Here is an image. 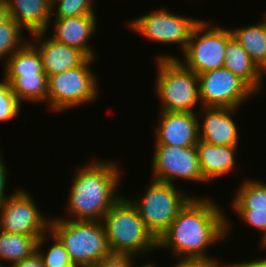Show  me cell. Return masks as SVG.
<instances>
[{
	"label": "cell",
	"mask_w": 266,
	"mask_h": 267,
	"mask_svg": "<svg viewBox=\"0 0 266 267\" xmlns=\"http://www.w3.org/2000/svg\"><path fill=\"white\" fill-rule=\"evenodd\" d=\"M198 80L202 107L240 108L257 95L242 79L224 67L200 73Z\"/></svg>",
	"instance_id": "cell-11"
},
{
	"label": "cell",
	"mask_w": 266,
	"mask_h": 267,
	"mask_svg": "<svg viewBox=\"0 0 266 267\" xmlns=\"http://www.w3.org/2000/svg\"><path fill=\"white\" fill-rule=\"evenodd\" d=\"M52 217L49 231L64 245L73 264L94 267L112 253L102 221H75Z\"/></svg>",
	"instance_id": "cell-5"
},
{
	"label": "cell",
	"mask_w": 266,
	"mask_h": 267,
	"mask_svg": "<svg viewBox=\"0 0 266 267\" xmlns=\"http://www.w3.org/2000/svg\"><path fill=\"white\" fill-rule=\"evenodd\" d=\"M196 147L202 175L208 184L237 168L238 146L214 145L199 139Z\"/></svg>",
	"instance_id": "cell-17"
},
{
	"label": "cell",
	"mask_w": 266,
	"mask_h": 267,
	"mask_svg": "<svg viewBox=\"0 0 266 267\" xmlns=\"http://www.w3.org/2000/svg\"><path fill=\"white\" fill-rule=\"evenodd\" d=\"M93 1L57 0L51 5V16H54V18H68L81 15H96Z\"/></svg>",
	"instance_id": "cell-27"
},
{
	"label": "cell",
	"mask_w": 266,
	"mask_h": 267,
	"mask_svg": "<svg viewBox=\"0 0 266 267\" xmlns=\"http://www.w3.org/2000/svg\"><path fill=\"white\" fill-rule=\"evenodd\" d=\"M202 19L191 32L182 63L196 74L224 67L231 30Z\"/></svg>",
	"instance_id": "cell-8"
},
{
	"label": "cell",
	"mask_w": 266,
	"mask_h": 267,
	"mask_svg": "<svg viewBox=\"0 0 266 267\" xmlns=\"http://www.w3.org/2000/svg\"><path fill=\"white\" fill-rule=\"evenodd\" d=\"M176 260L170 267H219L213 260L205 258L175 257Z\"/></svg>",
	"instance_id": "cell-31"
},
{
	"label": "cell",
	"mask_w": 266,
	"mask_h": 267,
	"mask_svg": "<svg viewBox=\"0 0 266 267\" xmlns=\"http://www.w3.org/2000/svg\"><path fill=\"white\" fill-rule=\"evenodd\" d=\"M260 238V245L264 248V250H266V232Z\"/></svg>",
	"instance_id": "cell-37"
},
{
	"label": "cell",
	"mask_w": 266,
	"mask_h": 267,
	"mask_svg": "<svg viewBox=\"0 0 266 267\" xmlns=\"http://www.w3.org/2000/svg\"><path fill=\"white\" fill-rule=\"evenodd\" d=\"M3 65H5L3 77L45 73L39 51L29 40L16 50Z\"/></svg>",
	"instance_id": "cell-23"
},
{
	"label": "cell",
	"mask_w": 266,
	"mask_h": 267,
	"mask_svg": "<svg viewBox=\"0 0 266 267\" xmlns=\"http://www.w3.org/2000/svg\"><path fill=\"white\" fill-rule=\"evenodd\" d=\"M22 104L11 90L10 84L3 78L0 80V122L11 121L20 114Z\"/></svg>",
	"instance_id": "cell-28"
},
{
	"label": "cell",
	"mask_w": 266,
	"mask_h": 267,
	"mask_svg": "<svg viewBox=\"0 0 266 267\" xmlns=\"http://www.w3.org/2000/svg\"><path fill=\"white\" fill-rule=\"evenodd\" d=\"M47 34L49 33H34L29 35L31 38H29V41L38 49L44 72L48 78L68 69L80 66L88 59L82 51L69 45L56 42L53 38L47 37Z\"/></svg>",
	"instance_id": "cell-15"
},
{
	"label": "cell",
	"mask_w": 266,
	"mask_h": 267,
	"mask_svg": "<svg viewBox=\"0 0 266 267\" xmlns=\"http://www.w3.org/2000/svg\"><path fill=\"white\" fill-rule=\"evenodd\" d=\"M152 156V179L175 184L181 180L208 182L203 178L196 146L155 145ZM179 179V180H178Z\"/></svg>",
	"instance_id": "cell-12"
},
{
	"label": "cell",
	"mask_w": 266,
	"mask_h": 267,
	"mask_svg": "<svg viewBox=\"0 0 266 267\" xmlns=\"http://www.w3.org/2000/svg\"><path fill=\"white\" fill-rule=\"evenodd\" d=\"M138 258L131 254L111 253L101 259L94 267H133ZM135 263V264H134Z\"/></svg>",
	"instance_id": "cell-30"
},
{
	"label": "cell",
	"mask_w": 266,
	"mask_h": 267,
	"mask_svg": "<svg viewBox=\"0 0 266 267\" xmlns=\"http://www.w3.org/2000/svg\"><path fill=\"white\" fill-rule=\"evenodd\" d=\"M26 190V191H25ZM27 189H15L0 205V230L41 238L50 229V217L44 216Z\"/></svg>",
	"instance_id": "cell-10"
},
{
	"label": "cell",
	"mask_w": 266,
	"mask_h": 267,
	"mask_svg": "<svg viewBox=\"0 0 266 267\" xmlns=\"http://www.w3.org/2000/svg\"><path fill=\"white\" fill-rule=\"evenodd\" d=\"M223 210L212 197L206 195L201 198L193 194L157 239V249L172 251L174 258H205L225 267L221 259L207 252L211 245L225 241L231 234L233 226Z\"/></svg>",
	"instance_id": "cell-1"
},
{
	"label": "cell",
	"mask_w": 266,
	"mask_h": 267,
	"mask_svg": "<svg viewBox=\"0 0 266 267\" xmlns=\"http://www.w3.org/2000/svg\"><path fill=\"white\" fill-rule=\"evenodd\" d=\"M112 253L143 255L157 249V239L145 227L135 206L124 195L102 219Z\"/></svg>",
	"instance_id": "cell-4"
},
{
	"label": "cell",
	"mask_w": 266,
	"mask_h": 267,
	"mask_svg": "<svg viewBox=\"0 0 266 267\" xmlns=\"http://www.w3.org/2000/svg\"><path fill=\"white\" fill-rule=\"evenodd\" d=\"M231 202L234 210H266V183L260 179H244Z\"/></svg>",
	"instance_id": "cell-24"
},
{
	"label": "cell",
	"mask_w": 266,
	"mask_h": 267,
	"mask_svg": "<svg viewBox=\"0 0 266 267\" xmlns=\"http://www.w3.org/2000/svg\"><path fill=\"white\" fill-rule=\"evenodd\" d=\"M1 153L2 152L0 151V205L10 196V194H5L9 171L7 164L3 161V153Z\"/></svg>",
	"instance_id": "cell-32"
},
{
	"label": "cell",
	"mask_w": 266,
	"mask_h": 267,
	"mask_svg": "<svg viewBox=\"0 0 266 267\" xmlns=\"http://www.w3.org/2000/svg\"><path fill=\"white\" fill-rule=\"evenodd\" d=\"M264 19L248 26L231 27L232 37L260 69L266 63V13Z\"/></svg>",
	"instance_id": "cell-20"
},
{
	"label": "cell",
	"mask_w": 266,
	"mask_h": 267,
	"mask_svg": "<svg viewBox=\"0 0 266 267\" xmlns=\"http://www.w3.org/2000/svg\"><path fill=\"white\" fill-rule=\"evenodd\" d=\"M140 197L125 195L135 206L145 227L156 239L170 226L180 209L193 196L178 189L175 184L151 180Z\"/></svg>",
	"instance_id": "cell-7"
},
{
	"label": "cell",
	"mask_w": 266,
	"mask_h": 267,
	"mask_svg": "<svg viewBox=\"0 0 266 267\" xmlns=\"http://www.w3.org/2000/svg\"><path fill=\"white\" fill-rule=\"evenodd\" d=\"M201 19L178 15L167 8L152 10L127 22L131 31L148 41L160 44H177L184 52L194 27Z\"/></svg>",
	"instance_id": "cell-9"
},
{
	"label": "cell",
	"mask_w": 266,
	"mask_h": 267,
	"mask_svg": "<svg viewBox=\"0 0 266 267\" xmlns=\"http://www.w3.org/2000/svg\"><path fill=\"white\" fill-rule=\"evenodd\" d=\"M95 59L88 58L82 65L48 78L46 105L49 112L60 113L97 100L100 96L99 78L90 67Z\"/></svg>",
	"instance_id": "cell-6"
},
{
	"label": "cell",
	"mask_w": 266,
	"mask_h": 267,
	"mask_svg": "<svg viewBox=\"0 0 266 267\" xmlns=\"http://www.w3.org/2000/svg\"><path fill=\"white\" fill-rule=\"evenodd\" d=\"M10 267H45L43 259L38 251L34 252L31 256L10 265Z\"/></svg>",
	"instance_id": "cell-33"
},
{
	"label": "cell",
	"mask_w": 266,
	"mask_h": 267,
	"mask_svg": "<svg viewBox=\"0 0 266 267\" xmlns=\"http://www.w3.org/2000/svg\"><path fill=\"white\" fill-rule=\"evenodd\" d=\"M70 267H80L79 265H76V264H74V265H72V266H70Z\"/></svg>",
	"instance_id": "cell-40"
},
{
	"label": "cell",
	"mask_w": 266,
	"mask_h": 267,
	"mask_svg": "<svg viewBox=\"0 0 266 267\" xmlns=\"http://www.w3.org/2000/svg\"><path fill=\"white\" fill-rule=\"evenodd\" d=\"M239 109L218 107L196 109L199 139L214 145L239 146L240 134L237 122L233 118V114Z\"/></svg>",
	"instance_id": "cell-13"
},
{
	"label": "cell",
	"mask_w": 266,
	"mask_h": 267,
	"mask_svg": "<svg viewBox=\"0 0 266 267\" xmlns=\"http://www.w3.org/2000/svg\"><path fill=\"white\" fill-rule=\"evenodd\" d=\"M247 227H253L260 231L261 235L266 232V210H234Z\"/></svg>",
	"instance_id": "cell-29"
},
{
	"label": "cell",
	"mask_w": 266,
	"mask_h": 267,
	"mask_svg": "<svg viewBox=\"0 0 266 267\" xmlns=\"http://www.w3.org/2000/svg\"><path fill=\"white\" fill-rule=\"evenodd\" d=\"M153 144L175 147L196 146L198 136V117L193 112L160 111Z\"/></svg>",
	"instance_id": "cell-14"
},
{
	"label": "cell",
	"mask_w": 266,
	"mask_h": 267,
	"mask_svg": "<svg viewBox=\"0 0 266 267\" xmlns=\"http://www.w3.org/2000/svg\"><path fill=\"white\" fill-rule=\"evenodd\" d=\"M84 163L74 170L69 197L61 219L75 221H102L105 214L123 196L119 193L122 169L118 162L100 160Z\"/></svg>",
	"instance_id": "cell-2"
},
{
	"label": "cell",
	"mask_w": 266,
	"mask_h": 267,
	"mask_svg": "<svg viewBox=\"0 0 266 267\" xmlns=\"http://www.w3.org/2000/svg\"><path fill=\"white\" fill-rule=\"evenodd\" d=\"M260 72H261L262 78H265L264 76L266 75V63L260 68Z\"/></svg>",
	"instance_id": "cell-38"
},
{
	"label": "cell",
	"mask_w": 266,
	"mask_h": 267,
	"mask_svg": "<svg viewBox=\"0 0 266 267\" xmlns=\"http://www.w3.org/2000/svg\"><path fill=\"white\" fill-rule=\"evenodd\" d=\"M51 5L57 0H47Z\"/></svg>",
	"instance_id": "cell-39"
},
{
	"label": "cell",
	"mask_w": 266,
	"mask_h": 267,
	"mask_svg": "<svg viewBox=\"0 0 266 267\" xmlns=\"http://www.w3.org/2000/svg\"><path fill=\"white\" fill-rule=\"evenodd\" d=\"M154 90L159 97L161 111L193 112L202 107L199 97L198 74L188 69L174 54L156 56Z\"/></svg>",
	"instance_id": "cell-3"
},
{
	"label": "cell",
	"mask_w": 266,
	"mask_h": 267,
	"mask_svg": "<svg viewBox=\"0 0 266 267\" xmlns=\"http://www.w3.org/2000/svg\"><path fill=\"white\" fill-rule=\"evenodd\" d=\"M9 15L29 35L38 32H49L51 19V4L47 0H5Z\"/></svg>",
	"instance_id": "cell-18"
},
{
	"label": "cell",
	"mask_w": 266,
	"mask_h": 267,
	"mask_svg": "<svg viewBox=\"0 0 266 267\" xmlns=\"http://www.w3.org/2000/svg\"><path fill=\"white\" fill-rule=\"evenodd\" d=\"M157 264H155L154 262H147V263H143L142 265L140 264L139 266L136 264V267H158V265L156 266ZM135 267V265L133 266Z\"/></svg>",
	"instance_id": "cell-36"
},
{
	"label": "cell",
	"mask_w": 266,
	"mask_h": 267,
	"mask_svg": "<svg viewBox=\"0 0 266 267\" xmlns=\"http://www.w3.org/2000/svg\"><path fill=\"white\" fill-rule=\"evenodd\" d=\"M9 17V10L5 0H0V23L5 22Z\"/></svg>",
	"instance_id": "cell-35"
},
{
	"label": "cell",
	"mask_w": 266,
	"mask_h": 267,
	"mask_svg": "<svg viewBox=\"0 0 266 267\" xmlns=\"http://www.w3.org/2000/svg\"><path fill=\"white\" fill-rule=\"evenodd\" d=\"M255 259V260H254ZM252 261H241V262H230L224 263L225 267H266V258L262 256V258H254Z\"/></svg>",
	"instance_id": "cell-34"
},
{
	"label": "cell",
	"mask_w": 266,
	"mask_h": 267,
	"mask_svg": "<svg viewBox=\"0 0 266 267\" xmlns=\"http://www.w3.org/2000/svg\"><path fill=\"white\" fill-rule=\"evenodd\" d=\"M51 38L82 51L88 58H97L95 48L89 45L97 30L96 15L55 18Z\"/></svg>",
	"instance_id": "cell-16"
},
{
	"label": "cell",
	"mask_w": 266,
	"mask_h": 267,
	"mask_svg": "<svg viewBox=\"0 0 266 267\" xmlns=\"http://www.w3.org/2000/svg\"><path fill=\"white\" fill-rule=\"evenodd\" d=\"M11 87L19 102L47 103L48 77L46 73L21 75L20 77H2ZM38 102V103H37Z\"/></svg>",
	"instance_id": "cell-22"
},
{
	"label": "cell",
	"mask_w": 266,
	"mask_h": 267,
	"mask_svg": "<svg viewBox=\"0 0 266 267\" xmlns=\"http://www.w3.org/2000/svg\"><path fill=\"white\" fill-rule=\"evenodd\" d=\"M23 30L11 17L0 23V60H4L3 63L29 40L26 39Z\"/></svg>",
	"instance_id": "cell-25"
},
{
	"label": "cell",
	"mask_w": 266,
	"mask_h": 267,
	"mask_svg": "<svg viewBox=\"0 0 266 267\" xmlns=\"http://www.w3.org/2000/svg\"><path fill=\"white\" fill-rule=\"evenodd\" d=\"M224 68L242 79L257 95L262 92L264 79L260 69L234 37L226 46Z\"/></svg>",
	"instance_id": "cell-19"
},
{
	"label": "cell",
	"mask_w": 266,
	"mask_h": 267,
	"mask_svg": "<svg viewBox=\"0 0 266 267\" xmlns=\"http://www.w3.org/2000/svg\"><path fill=\"white\" fill-rule=\"evenodd\" d=\"M51 240V245L46 250L41 249L44 244ZM46 242V243H45ZM37 251L43 259L45 267H70L73 262L70 259L68 252L60 240L50 231L42 235L37 243Z\"/></svg>",
	"instance_id": "cell-26"
},
{
	"label": "cell",
	"mask_w": 266,
	"mask_h": 267,
	"mask_svg": "<svg viewBox=\"0 0 266 267\" xmlns=\"http://www.w3.org/2000/svg\"><path fill=\"white\" fill-rule=\"evenodd\" d=\"M40 238L33 236L8 233L0 230V266L5 263L13 265L37 251V243Z\"/></svg>",
	"instance_id": "cell-21"
}]
</instances>
